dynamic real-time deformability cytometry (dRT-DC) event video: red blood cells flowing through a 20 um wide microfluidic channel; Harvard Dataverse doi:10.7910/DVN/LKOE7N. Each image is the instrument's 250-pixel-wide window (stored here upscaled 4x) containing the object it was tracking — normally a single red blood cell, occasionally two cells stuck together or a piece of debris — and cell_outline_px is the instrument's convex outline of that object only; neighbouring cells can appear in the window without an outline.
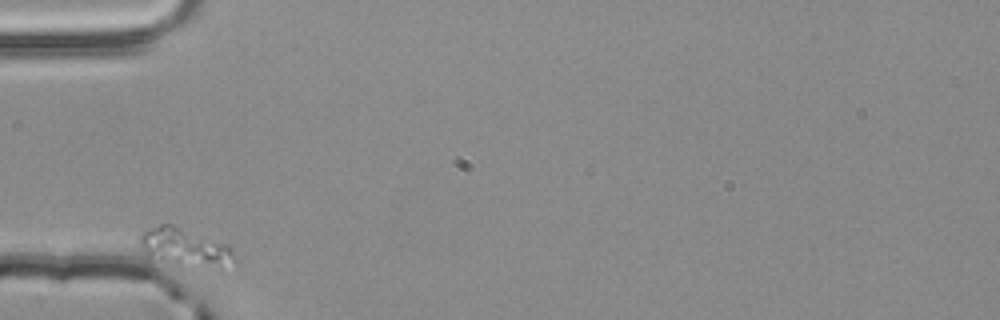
{"species": "common noctule bat (a hibernating species)", "species_latin": "Nyctalus noctula", "temperature_condition": "room temperature", "stored_images_in_passage": 4, "camera_frame_rate_fps": 3000, "um_per_image_px": 0.085, "animal": {"sex": "male", "body_mass_g": 20.4}, "frame": {"image": 1, "passage_image": 1, "time_ms": 0.0, "image_size_px": [1000, 320], "cell_outline_px": [[232, 252], [220, 272], [180, 268], [148, 264], [144, 256], [140, 240], [140, 236], [144, 232], [160, 224], [172, 224], [228, 244], [232, 248]], "centroid_in_image_um": [15.6, 21.16], "position_along_channel_um": 69.4, "area_um2": 22.6}}
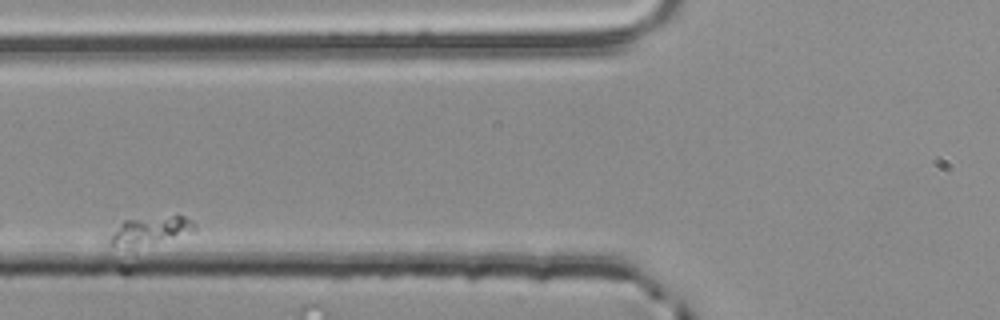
{"frame": {"image": 2, "passage_image": 2, "time_ms": 0.333, "image_size_px": [1000, 320], "cell_outline_px": [[196, 232], [132, 248], [128, 248], [112, 244], [112, 236], [120, 224], [124, 220], [172, 216], [184, 216], [192, 220], [196, 224]], "centroid_in_image_um": [12.89, 19.6], "position_along_channel_um": 112.9, "area_um2": 13.53}}
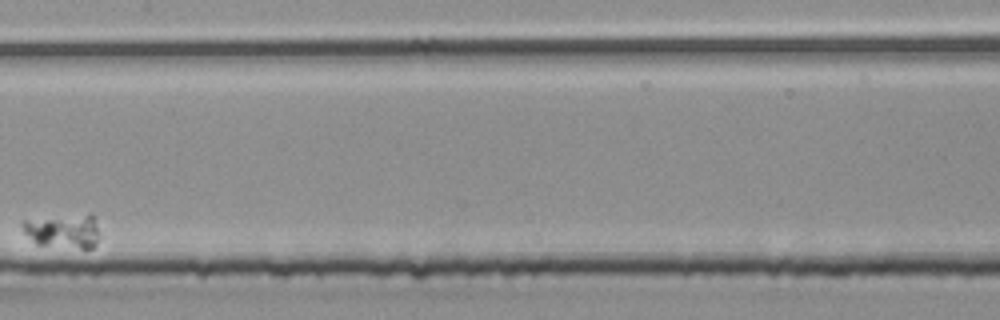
{"frame": {"image": 3, "passage_image": 4, "time_ms": 1.0, "image_size_px": [1000, 320], "cell_outline_px": [[100, 236], [96, 244], [92, 248], [80, 248], [36, 244], [24, 232], [20, 224], [20, 220], [92, 212]], "centroid_in_image_um": [5.38, 19.6], "position_along_channel_um": 202.0, "area_um2": 15.66}}